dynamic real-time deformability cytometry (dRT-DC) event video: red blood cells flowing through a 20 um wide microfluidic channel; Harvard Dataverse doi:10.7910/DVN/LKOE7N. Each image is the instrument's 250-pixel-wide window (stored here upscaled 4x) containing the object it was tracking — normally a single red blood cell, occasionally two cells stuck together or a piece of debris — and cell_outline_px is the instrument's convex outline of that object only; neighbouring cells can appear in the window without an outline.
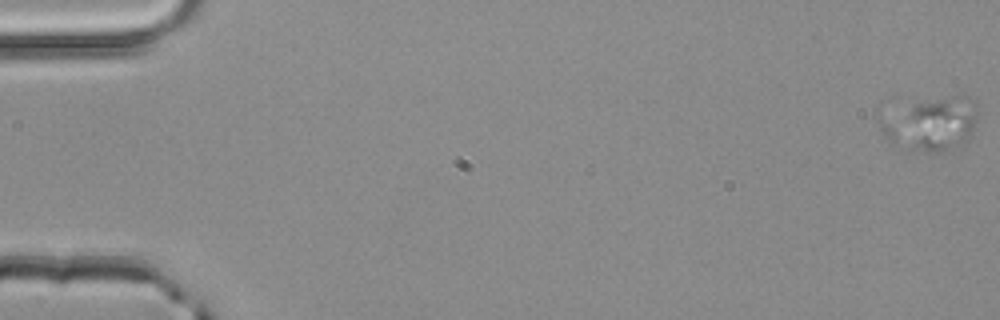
{"species": "common noctule bat (a hibernating species)", "species_latin": "Nyctalus noctula", "temperature_condition": "room temperature", "stored_images_in_passage": 3, "camera_frame_rate_fps": 3000, "um_per_image_px": 0.085, "animal": {"sex": "male", "body_mass_g": 20.4}, "frame": {"image": 1, "passage_image": 1, "time_ms": 0.0, "image_size_px": [1000, 320], "cell_outline_px": [[976, 120], [972, 132], [968, 140], [948, 148], [936, 152], [904, 152], [888, 144], [884, 140], [880, 128], [880, 124], [916, 100], [948, 96], [960, 96], [976, 100]], "centroid_in_image_um": [79.14, 10.58], "position_along_channel_um": 5.9, "area_um2": 30.17}}
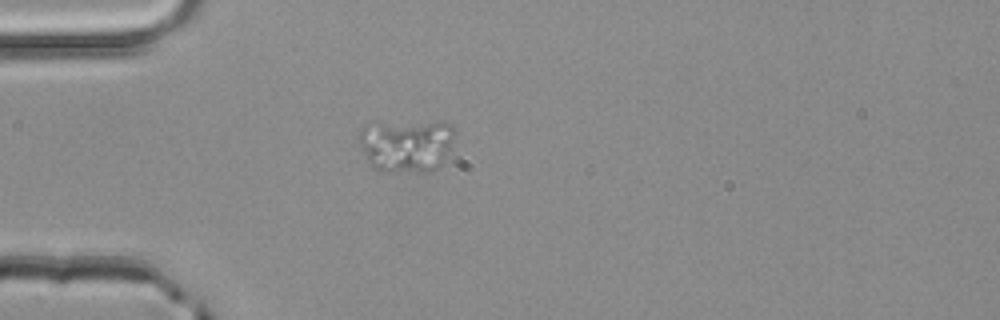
{"frame": {"image": 2, "passage_image": 3, "time_ms": 0.667, "image_size_px": [1000, 320], "cell_outline_px": [[456, 132], [452, 148], [440, 164], [436, 168], [428, 172], [380, 172], [368, 160], [360, 144], [360, 128], [368, 120], [376, 120], [452, 124]], "centroid_in_image_um": [34.52, 12.32], "position_along_channel_um": 50.5, "area_um2": 30.23}}